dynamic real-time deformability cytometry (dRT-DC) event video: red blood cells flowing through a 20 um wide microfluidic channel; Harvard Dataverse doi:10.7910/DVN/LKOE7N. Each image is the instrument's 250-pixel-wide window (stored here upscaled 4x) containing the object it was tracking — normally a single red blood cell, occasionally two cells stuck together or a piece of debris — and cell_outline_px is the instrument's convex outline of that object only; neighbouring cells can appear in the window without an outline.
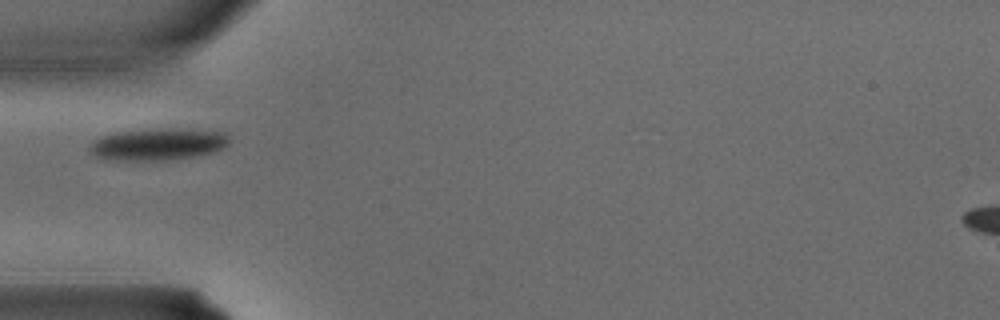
{"species": "common noctule bat (a hibernating species)", "species_latin": "Nyctalus noctula", "temperature_condition": "warm", "stored_images_in_passage": 2, "camera_frame_rate_fps": 3000, "um_per_image_px": 0.085, "animal": {"sex": "male", "body_mass_g": 15.6}, "frame": {"image": 1, "passage_image": 2, "time_ms": 0.333, "image_size_px": [1000, 320], "cell_outline_px": [[228, 144], [212, 152], [196, 156], [168, 160], [104, 160], [88, 152], [88, 144], [104, 136], [116, 132], [168, 128], [224, 132], [228, 136]], "centroid_in_image_um": [13.36, 12.28], "position_along_channel_um": 71.6, "area_um2": 25.78}}